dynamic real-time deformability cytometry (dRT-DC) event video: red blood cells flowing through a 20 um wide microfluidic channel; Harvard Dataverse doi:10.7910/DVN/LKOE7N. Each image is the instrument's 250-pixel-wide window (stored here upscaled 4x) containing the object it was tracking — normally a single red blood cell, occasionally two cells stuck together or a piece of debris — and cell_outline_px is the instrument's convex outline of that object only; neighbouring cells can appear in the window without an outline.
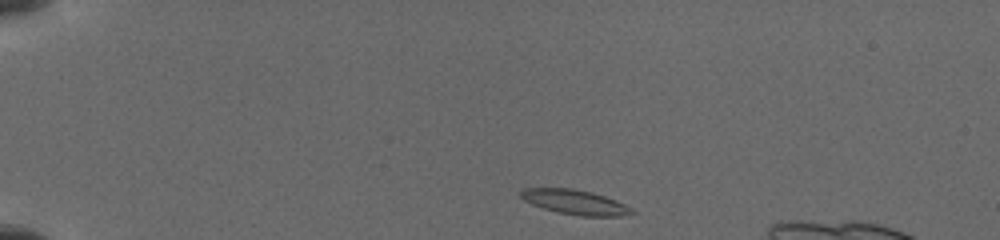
{"species": "common noctule bat (a hibernating species)", "species_latin": "Nyctalus noctula", "temperature_condition": "cold", "stored_images_in_passage": 46, "camera_frame_rate_fps": 3000, "um_per_image_px": 0.085, "animal": {"sex": "female", "body_mass_g": 19.5, "forearm_length_mm": 54.1}, "frame": {"image": 1, "passage_image": 1, "time_ms": 0.0, "image_size_px": [1000, 240], "cell_outline_px": [[636, 212], [620, 216], [580, 216], [556, 212], [532, 204], [524, 200], [520, 196], [520, 192], [524, 188], [572, 188], [592, 192], [616, 200], [632, 208]], "centroid_in_image_um": [48.88, 17.18], "position_along_channel_um": 36.1, "area_um2": 15.95}}
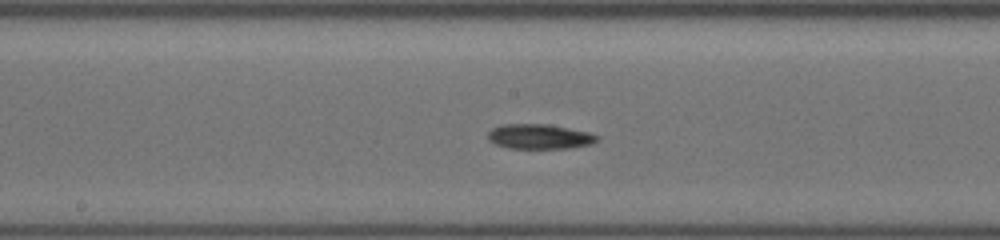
{"frame": {"image": 2, "passage_image": 20, "time_ms": 6.0, "image_size_px": [1000, 240], "cell_outline_px": [[600, 136], [592, 144], [572, 148], [508, 148], [496, 144], [488, 140], [488, 132], [492, 128], [500, 124], [548, 124], [588, 132]], "centroid_in_image_um": [45.84, 11.6], "position_along_channel_um": 202.4, "area_um2": 15.84}}
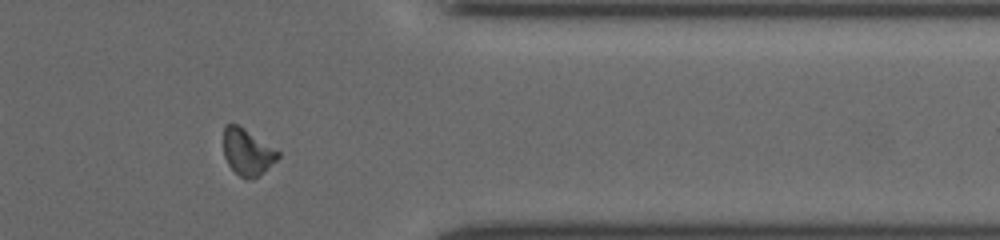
{"frame": {"image": 3, "passage_image": 36, "time_ms": 11.0, "image_size_px": [1000, 240], "cell_outline_px": [[280, 156], [264, 172], [252, 180], [244, 180], [228, 164], [224, 156], [224, 124], [236, 124], [244, 128], [280, 152]], "centroid_in_image_um": [21.02, 12.94], "position_along_channel_um": 390.4, "area_um2": 14.68}}